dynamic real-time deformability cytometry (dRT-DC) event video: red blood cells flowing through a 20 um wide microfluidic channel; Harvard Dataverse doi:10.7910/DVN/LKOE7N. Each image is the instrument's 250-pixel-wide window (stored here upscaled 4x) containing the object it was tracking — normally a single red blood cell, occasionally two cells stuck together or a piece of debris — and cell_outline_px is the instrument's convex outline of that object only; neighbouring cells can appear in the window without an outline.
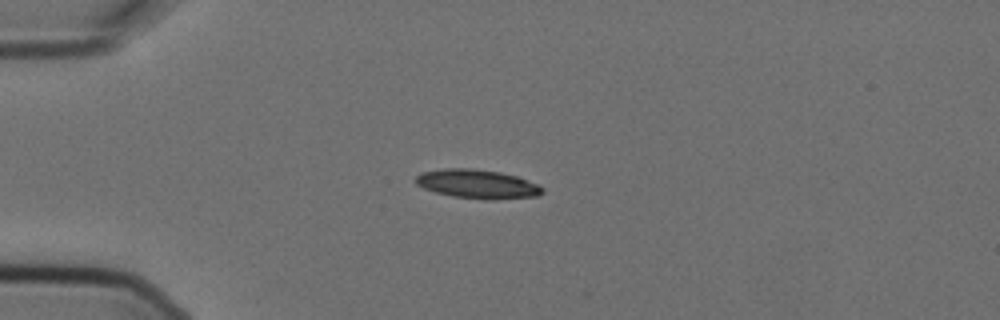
{"species": "Egyptian fruit bat (a non-hibernating species)", "species_latin": "Rousettus aegyptiacus", "temperature_condition": "cold", "stored_images_in_passage": 5, "camera_frame_rate_fps": 3000, "um_per_image_px": 0.085, "animal": {"sex": "female"}, "frame": {"image": 1, "passage_image": 3, "time_ms": 0.667, "image_size_px": [1000, 320], "cell_outline_px": [[544, 192], [536, 196], [492, 200], [484, 200], [452, 196], [436, 192], [424, 188], [416, 184], [416, 176], [424, 172], [444, 168], [472, 168], [500, 172], [516, 176], [536, 184], [544, 188]], "centroid_in_image_um": [40.58, 15.65], "position_along_channel_um": 44.4, "area_um2": 21.27}}
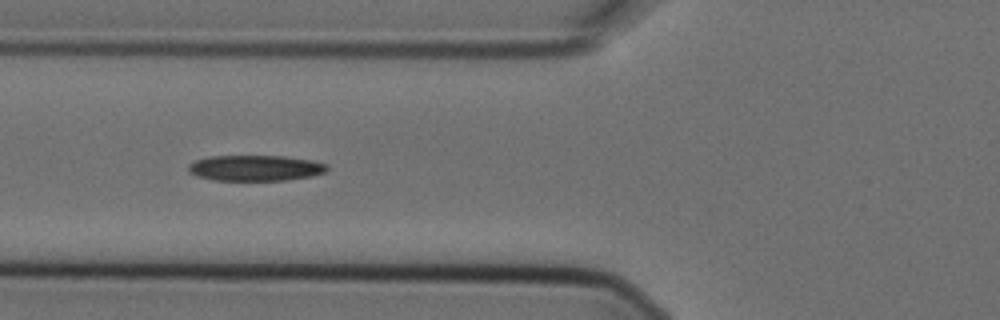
{"frame": {"image": 2, "passage_image": 5, "time_ms": 1.333, "image_size_px": [1000, 320], "cell_outline_px": [[328, 168], [324, 172], [312, 176], [284, 180], [212, 180], [196, 176], [188, 172], [188, 164], [196, 160], [208, 156], [284, 156], [312, 160], [328, 164]], "centroid_in_image_um": [21.68, 14.28], "position_along_channel_um": 104.1, "area_um2": 20.87}}